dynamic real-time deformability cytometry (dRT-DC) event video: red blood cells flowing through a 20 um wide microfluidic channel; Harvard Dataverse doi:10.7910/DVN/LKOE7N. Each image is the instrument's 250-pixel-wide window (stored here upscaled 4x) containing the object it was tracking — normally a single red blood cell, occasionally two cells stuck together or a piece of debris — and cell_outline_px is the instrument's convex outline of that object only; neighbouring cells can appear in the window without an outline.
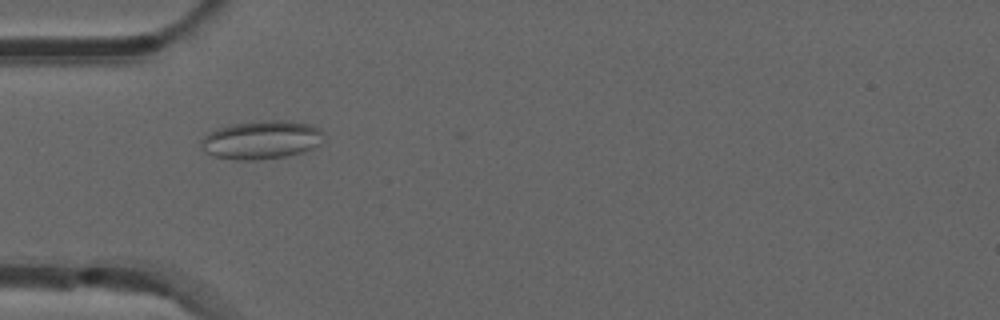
{"species": "common noctule bat (a hibernating species)", "species_latin": "Nyctalus noctula", "temperature_condition": "room temperature", "stored_images_in_passage": 36, "camera_frame_rate_fps": 3000, "um_per_image_px": 0.085, "animal": {"sex": "male", "forearm_length_mm": 52.5}, "frame": {"image": 1, "passage_image": 11, "time_ms": 3.333, "image_size_px": [1000, 320], "cell_outline_px": [[324, 132], [320, 144], [304, 152], [288, 156], [256, 160], [236, 160], [212, 156], [204, 152], [200, 144], [200, 140], [208, 132], [216, 128], [232, 124], [260, 120], [288, 120], [312, 124], [320, 128]], "centroid_in_image_um": [22.21, 11.88], "position_along_channel_um": 62.8, "area_um2": 28.03}}
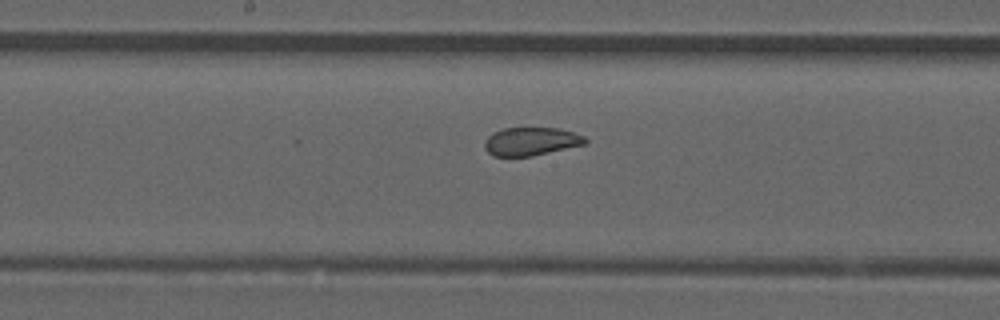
{"frame": {"image": 2, "passage_image": 22, "time_ms": 7.0, "image_size_px": [1000, 320], "cell_outline_px": [[588, 144], [532, 156], [492, 156], [484, 148], [484, 140], [492, 132], [504, 128], [560, 128], [584, 136], [588, 140]], "centroid_in_image_um": [45.14, 12.02], "position_along_channel_um": 203.1, "area_um2": 16.76}}
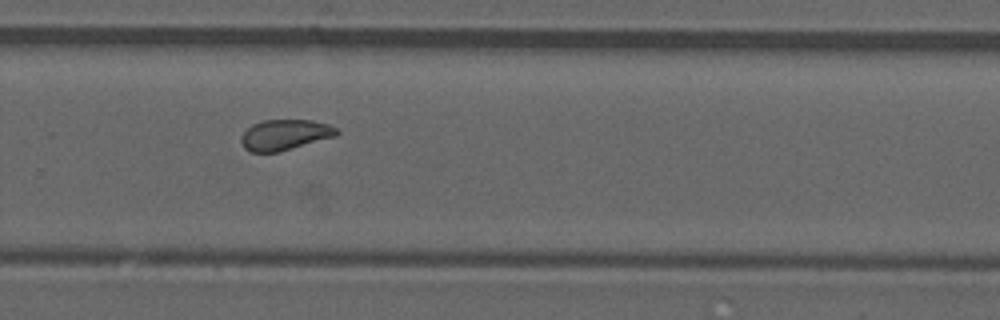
{"frame": {"image": 3, "passage_image": 30, "time_ms": 9.667, "image_size_px": [1000, 320], "cell_outline_px": [[340, 132], [336, 136], [280, 152], [252, 152], [244, 148], [240, 140], [240, 136], [252, 124], [264, 120], [312, 120], [328, 124], [336, 128]], "centroid_in_image_um": [24.21, 11.46], "position_along_channel_um": 305.6, "area_um2": 17.11}, "authors_computed_cell_mechanics": {"area_um2": 18.1781, "velocity_mm_per_s": 3.8633, "shape_relaxation_time_tau1_ms": null, "shape_relaxation_time_tau2_ms": 1.5866, "deformation_change_tau1": null, "deformation_change_tau2": 0.0671}}